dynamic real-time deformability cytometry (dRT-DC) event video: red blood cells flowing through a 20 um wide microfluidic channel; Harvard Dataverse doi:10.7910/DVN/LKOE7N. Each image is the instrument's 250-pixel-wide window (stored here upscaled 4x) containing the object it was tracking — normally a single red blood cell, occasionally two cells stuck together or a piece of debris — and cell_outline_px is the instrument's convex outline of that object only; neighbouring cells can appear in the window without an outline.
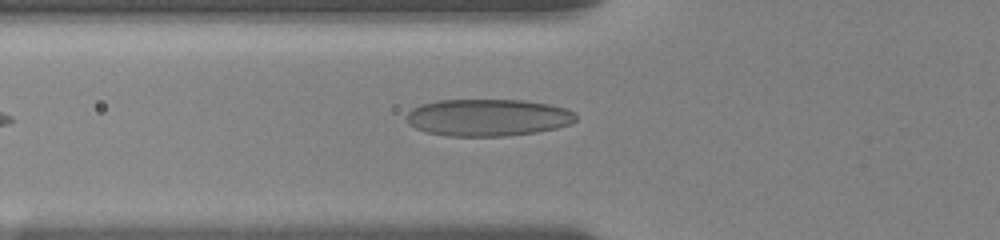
{"species": "human", "species_latin": "Homo sapiens", "temperature_condition": "room temperature", "stored_images_in_passage": 13, "camera_frame_rate_fps": 3000, "um_per_image_px": 0.085, "donor": {"sex": "female"}, "frame": {"image": 1, "passage_image": 3, "time_ms": 0.667, "image_size_px": [1000, 240], "cell_outline_px": [[576, 120], [572, 124], [556, 128], [536, 132], [504, 136], [448, 136], [428, 132], [416, 128], [408, 124], [408, 112], [412, 108], [420, 104], [436, 100], [524, 100], [548, 104], [564, 108], [576, 112]], "centroid_in_image_um": [41.48, 9.98], "position_along_channel_um": 84.3, "area_um2": 36.65}}
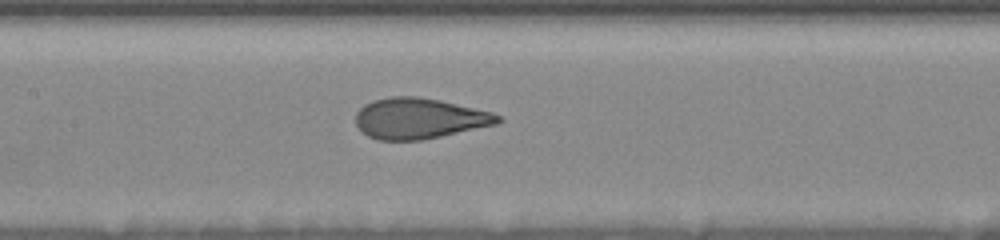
{"frame": {"image": 2, "passage_image": 9, "time_ms": 3.0, "image_size_px": [1000, 240], "cell_outline_px": [[504, 120], [496, 124], [424, 140], [376, 140], [368, 136], [356, 124], [356, 112], [364, 104], [372, 100], [392, 96], [416, 96], [440, 100], [492, 112], [500, 116]], "centroid_in_image_um": [35.63, 10.06], "position_along_channel_um": 171.8, "area_um2": 33.76}}
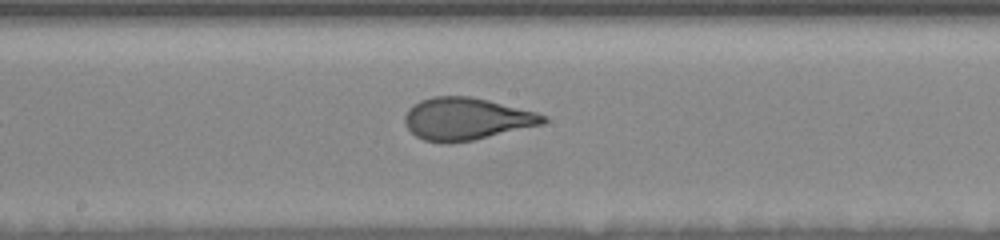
{"frame": {"image": 3, "passage_image": 12, "time_ms": 4.0, "image_size_px": [1000, 240], "cell_outline_px": [[548, 120], [544, 124], [472, 140], [448, 144], [424, 140], [416, 136], [408, 128], [404, 120], [404, 116], [408, 108], [420, 100], [432, 96], [472, 96], [536, 112], [548, 116]], "centroid_in_image_um": [39.64, 10.1], "position_along_channel_um": 208.6, "area_um2": 34.16}}